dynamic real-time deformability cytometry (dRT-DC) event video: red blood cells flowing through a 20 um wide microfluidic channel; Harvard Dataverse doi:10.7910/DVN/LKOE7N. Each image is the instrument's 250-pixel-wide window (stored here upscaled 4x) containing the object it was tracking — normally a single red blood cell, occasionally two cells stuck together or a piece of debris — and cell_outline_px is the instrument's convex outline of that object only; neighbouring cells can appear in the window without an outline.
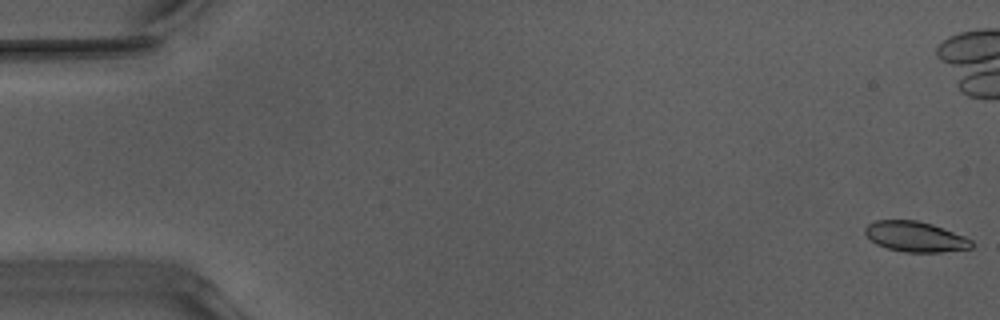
{"species": "Egyptian fruit bat (a non-hibernating species)", "species_latin": "Rousettus aegyptiacus", "temperature_condition": "warm", "stored_images_in_passage": 24, "camera_frame_rate_fps": 3000, "um_per_image_px": 0.085, "animal": {"sex": "male"}, "frame": {"image": 1, "passage_image": 1, "time_ms": 0.0, "image_size_px": [1000, 320], "cell_outline_px": [[972, 248], [940, 252], [904, 252], [888, 248], [876, 244], [864, 232], [864, 228], [868, 224], [876, 220], [916, 220], [932, 224], [964, 236], [972, 240]], "centroid_in_image_um": [77.79, 20.11], "position_along_channel_um": 7.2, "area_um2": 18.67}}